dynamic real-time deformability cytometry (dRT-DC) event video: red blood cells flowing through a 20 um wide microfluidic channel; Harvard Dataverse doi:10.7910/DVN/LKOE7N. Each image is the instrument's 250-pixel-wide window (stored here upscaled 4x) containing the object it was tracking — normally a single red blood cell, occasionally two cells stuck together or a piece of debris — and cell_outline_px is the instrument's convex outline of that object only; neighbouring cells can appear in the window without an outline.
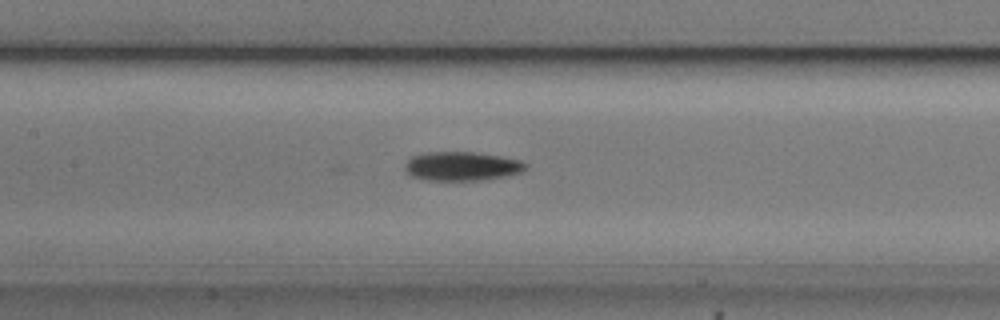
{"species": "common noctule bat (a hibernating species)", "species_latin": "Nyctalus noctula", "temperature_condition": "cold", "stored_images_in_passage": 23, "camera_frame_rate_fps": 3000, "um_per_image_px": 0.085, "animal": {"sex": "male", "body_mass_g": 20.5, "forearm_length_mm": 52.5}, "frame": {"image": 1, "passage_image": 13, "time_ms": 4.0, "image_size_px": [1000, 320], "cell_outline_px": [[528, 164], [520, 172], [508, 176], [484, 180], [428, 180], [412, 176], [404, 168], [404, 164], [412, 156], [424, 152], [472, 152], [500, 156], [520, 160]], "centroid_in_image_um": [39.25, 14.12], "position_along_channel_um": 168.2, "area_um2": 20.35}}
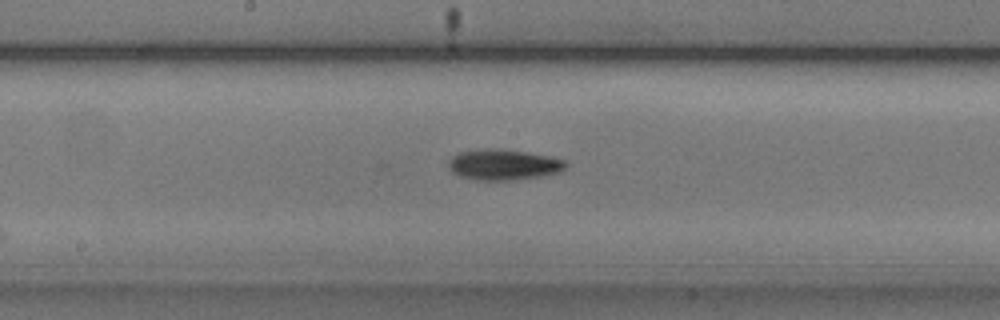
{"frame": {"image": 2, "passage_image": 16, "time_ms": 5.0, "image_size_px": [1000, 320], "cell_outline_px": [[568, 164], [560, 172], [540, 176], [512, 180], [476, 180], [460, 176], [452, 172], [448, 164], [448, 160], [452, 156], [460, 152], [496, 148], [524, 152], [548, 156], [564, 160]], "centroid_in_image_um": [42.78, 14.0], "position_along_channel_um": 205.4, "area_um2": 20.69}}